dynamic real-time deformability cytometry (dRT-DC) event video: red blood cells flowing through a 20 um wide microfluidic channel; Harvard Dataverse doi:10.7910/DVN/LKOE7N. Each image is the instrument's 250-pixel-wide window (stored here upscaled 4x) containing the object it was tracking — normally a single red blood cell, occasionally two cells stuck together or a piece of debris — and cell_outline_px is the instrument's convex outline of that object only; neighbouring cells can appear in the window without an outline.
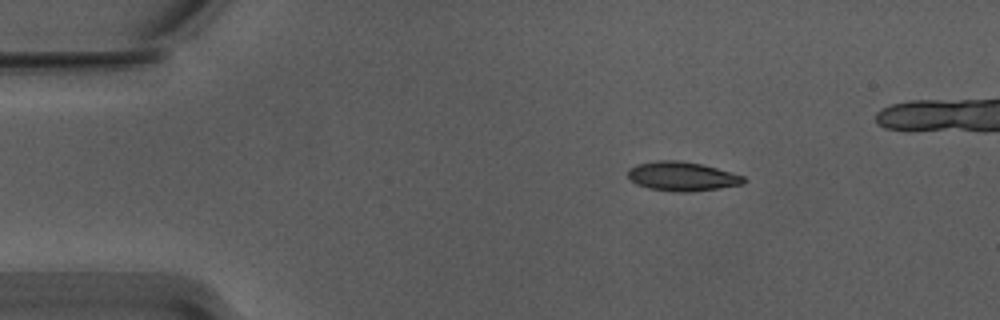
{"species": "Egyptian fruit bat (a non-hibernating species)", "species_latin": "Rousettus aegyptiacus", "temperature_condition": "warm", "stored_images_in_passage": 8, "camera_frame_rate_fps": 3000, "um_per_image_px": 0.085, "animal": {"sex": "male"}, "frame": {"image": 1, "passage_image": 1, "time_ms": 0.0, "image_size_px": [1000, 320], "cell_outline_px": [[748, 180], [744, 184], [688, 192], [680, 192], [648, 188], [636, 184], [628, 176], [628, 168], [640, 164], [656, 160], [676, 160], [700, 164], [716, 168], [744, 176]], "centroid_in_image_um": [57.98, 14.99], "position_along_channel_um": 27.0, "area_um2": 19.42}}